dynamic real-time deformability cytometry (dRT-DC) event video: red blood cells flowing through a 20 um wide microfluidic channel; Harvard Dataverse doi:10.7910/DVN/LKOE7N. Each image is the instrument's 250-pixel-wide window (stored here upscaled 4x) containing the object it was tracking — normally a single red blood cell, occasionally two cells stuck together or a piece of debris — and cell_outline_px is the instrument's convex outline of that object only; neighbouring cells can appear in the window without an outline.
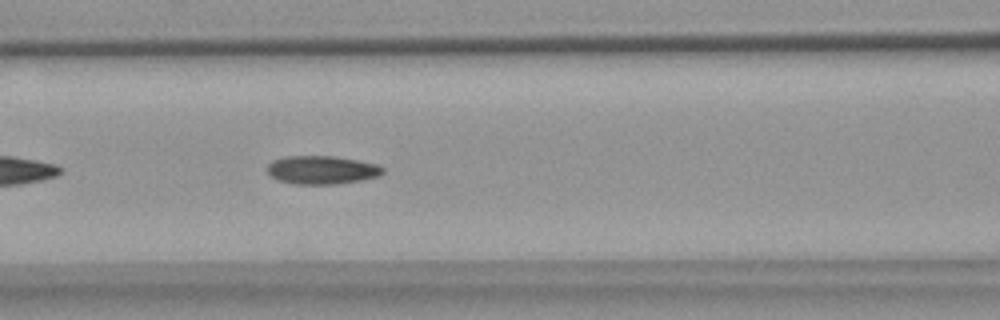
{"species": "common noctule bat (a hibernating species)", "species_latin": "Nyctalus noctula", "temperature_condition": "warm", "stored_images_in_passage": 41, "camera_frame_rate_fps": 3000, "um_per_image_px": 0.085, "animal": {"sex": "female", "body_mass_g": 18.4}, "frame": {"image": 1, "passage_image": 9, "time_ms": 2.667, "image_size_px": [1000, 320], "cell_outline_px": [[384, 172], [380, 176], [364, 180], [340, 184], [292, 184], [276, 180], [268, 172], [268, 164], [272, 160], [284, 156], [336, 156], [376, 164], [384, 168]], "centroid_in_image_um": [27.36, 14.45], "position_along_channel_um": 139.2, "area_um2": 19.36}}
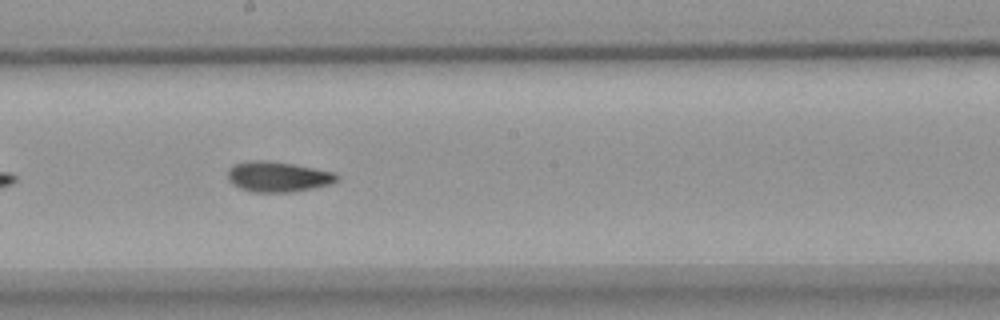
{"frame": {"image": 2, "passage_image": 16, "time_ms": 5.0, "image_size_px": [1000, 320], "cell_outline_px": [[340, 180], [332, 184], [316, 188], [292, 192], [252, 192], [240, 188], [232, 184], [228, 180], [228, 168], [236, 164], [248, 160], [268, 160], [292, 164], [336, 172], [340, 176]], "centroid_in_image_um": [23.67, 15.02], "position_along_channel_um": 224.5, "area_um2": 19.65}}
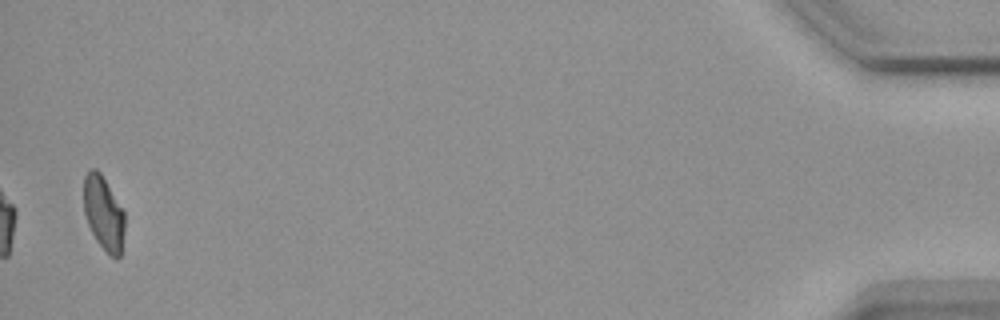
{"frame": {"image": 3, "passage_image": 40, "time_ms": 13.0, "image_size_px": [1000, 320], "cell_outline_px": [[124, 232], [120, 256], [116, 260], [96, 240], [88, 224], [84, 212], [84, 176], [88, 168], [96, 168], [100, 172], [124, 212]], "centroid_in_image_um": [8.79, 18.09], "position_along_channel_um": 426.4, "area_um2": 17.46}, "authors_computed_cell_mechanics": {"area_um2": 18.8428, "velocity_mm_per_s": 3.6789, "shape_relaxation_time_tau1_ms": null, "shape_relaxation_time_tau2_ms": 3.5208, "deformation_change_tau1": null, "deformation_change_tau2": 0.0865}}